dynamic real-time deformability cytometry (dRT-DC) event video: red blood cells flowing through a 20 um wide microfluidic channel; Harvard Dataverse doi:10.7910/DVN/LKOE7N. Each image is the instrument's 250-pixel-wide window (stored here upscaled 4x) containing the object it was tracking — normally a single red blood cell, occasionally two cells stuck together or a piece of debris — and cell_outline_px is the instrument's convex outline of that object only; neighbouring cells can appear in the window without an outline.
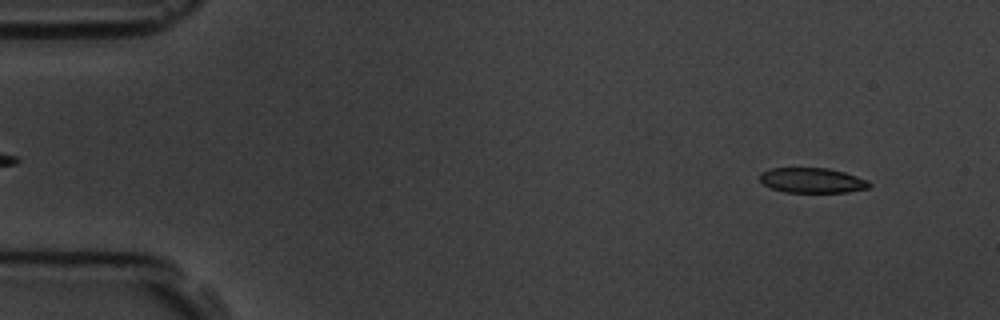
{"species": "common noctule bat (a hibernating species)", "species_latin": "Nyctalus noctula", "temperature_condition": "room temperature", "stored_images_in_passage": 4, "camera_frame_rate_fps": 3000, "um_per_image_px": 0.085, "animal": {"sex": "male", "body_mass_g": 19.5, "forearm_length_mm": 54.6}, "frame": {"image": 1, "passage_image": 1, "time_ms": 0.0, "image_size_px": [1000, 320], "cell_outline_px": [[872, 184], [868, 188], [848, 192], [784, 192], [772, 188], [764, 184], [760, 180], [760, 172], [768, 168], [828, 168], [844, 172], [868, 180]], "centroid_in_image_um": [69.03, 15.33], "position_along_channel_um": 16.0, "area_um2": 16.01}}
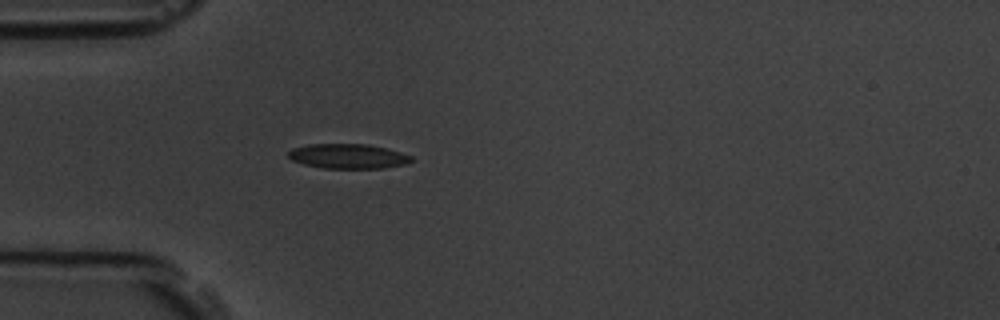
{"frame": {"image": 2, "passage_image": 4, "time_ms": 3.667, "image_size_px": [1000, 320], "cell_outline_px": [[412, 160], [404, 164], [384, 168], [324, 168], [304, 164], [292, 160], [288, 156], [288, 152], [292, 148], [308, 144], [368, 144], [388, 148], [412, 156]], "centroid_in_image_um": [29.58, 13.27], "position_along_channel_um": 55.4, "area_um2": 17.69}}